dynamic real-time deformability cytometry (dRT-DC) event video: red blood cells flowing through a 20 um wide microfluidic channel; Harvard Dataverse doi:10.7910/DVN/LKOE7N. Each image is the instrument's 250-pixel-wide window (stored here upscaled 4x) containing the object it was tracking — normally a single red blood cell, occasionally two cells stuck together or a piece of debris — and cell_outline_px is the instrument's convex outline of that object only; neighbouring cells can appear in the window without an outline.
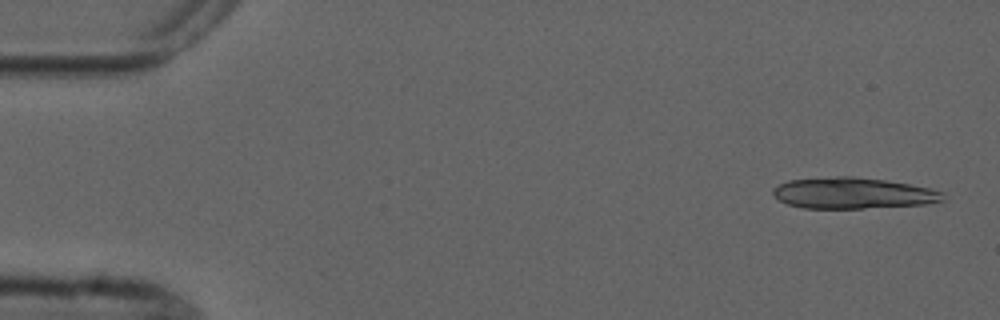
{"species": "common noctule bat (a hibernating species)", "species_latin": "Nyctalus noctula", "temperature_condition": "cold", "stored_images_in_passage": 4, "camera_frame_rate_fps": 3000, "um_per_image_px": 0.085, "animal": {"sex": "male", "forearm_length_mm": 52.5}, "frame": {"image": 1, "passage_image": 1, "time_ms": 0.0, "image_size_px": [1000, 320], "cell_outline_px": [[944, 200], [924, 204], [864, 208], [804, 208], [788, 204], [780, 200], [772, 192], [772, 188], [788, 180], [836, 176], [852, 176], [884, 180], [908, 184], [928, 188], [944, 192]], "centroid_in_image_um": [72.48, 16.41], "position_along_channel_um": 12.5, "area_um2": 30.58}}